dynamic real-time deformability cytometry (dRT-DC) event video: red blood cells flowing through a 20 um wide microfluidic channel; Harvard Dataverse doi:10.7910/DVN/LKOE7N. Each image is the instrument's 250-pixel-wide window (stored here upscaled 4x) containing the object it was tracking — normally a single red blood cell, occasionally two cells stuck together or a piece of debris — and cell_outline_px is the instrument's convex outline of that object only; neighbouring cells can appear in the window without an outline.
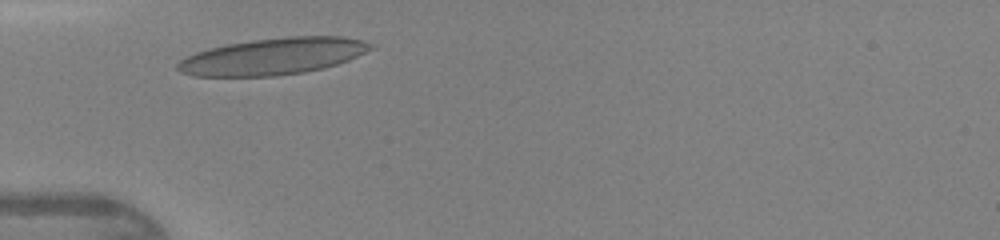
{"species": "human", "species_latin": "Homo sapiens", "temperature_condition": "warm", "stored_images_in_passage": 26, "camera_frame_rate_fps": 3000, "um_per_image_px": 0.085, "donor": {"sex": "female"}, "frame": {"image": 1, "passage_image": 3, "time_ms": 0.667, "image_size_px": [1000, 240], "cell_outline_px": [[376, 48], [348, 60], [324, 68], [304, 72], [276, 76], [192, 76], [180, 72], [176, 68], [176, 64], [184, 56], [208, 48], [228, 44], [252, 40], [288, 36], [344, 36], [360, 40], [372, 44]], "centroid_in_image_um": [23.19, 4.79], "position_along_channel_um": 61.8, "area_um2": 41.44}}
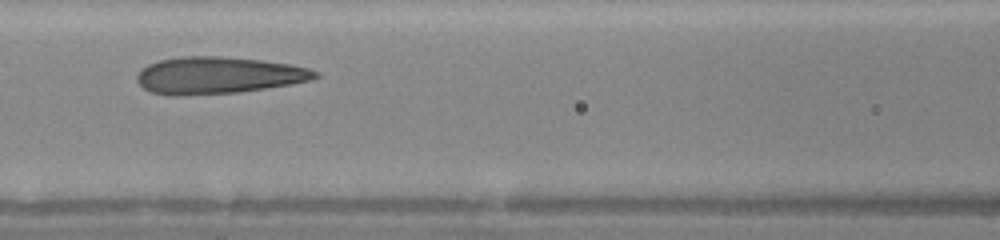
{"frame": {"image": 2, "passage_image": 9, "time_ms": 2.667, "image_size_px": [1000, 240], "cell_outline_px": [[320, 76], [312, 80], [292, 84], [240, 92], [176, 96], [172, 96], [152, 92], [144, 88], [136, 80], [136, 76], [148, 64], [160, 60], [180, 56], [220, 56], [260, 60], [288, 64], [308, 68], [320, 72]], "centroid_in_image_um": [18.57, 6.41], "position_along_channel_um": 148.0, "area_um2": 38.38}}
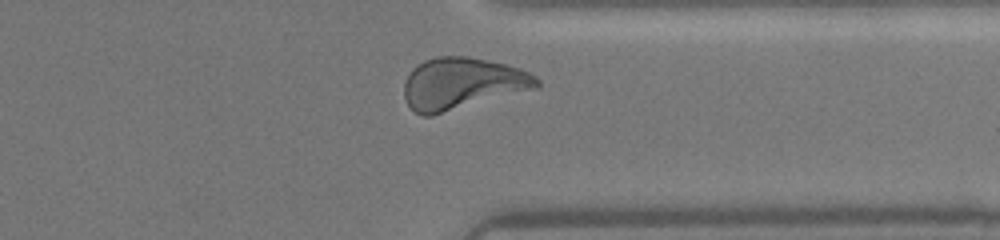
{"frame": {"image": 3, "passage_image": 24, "time_ms": 7.667, "image_size_px": [1000, 240], "cell_outline_px": [[540, 84], [536, 88], [432, 116], [424, 116], [416, 112], [408, 104], [404, 96], [404, 84], [412, 68], [424, 60], [436, 56], [468, 56], [504, 64], [520, 68], [536, 76], [540, 80]], "centroid_in_image_um": [39.28, 7.1], "position_along_channel_um": 372.1, "area_um2": 39.82}}